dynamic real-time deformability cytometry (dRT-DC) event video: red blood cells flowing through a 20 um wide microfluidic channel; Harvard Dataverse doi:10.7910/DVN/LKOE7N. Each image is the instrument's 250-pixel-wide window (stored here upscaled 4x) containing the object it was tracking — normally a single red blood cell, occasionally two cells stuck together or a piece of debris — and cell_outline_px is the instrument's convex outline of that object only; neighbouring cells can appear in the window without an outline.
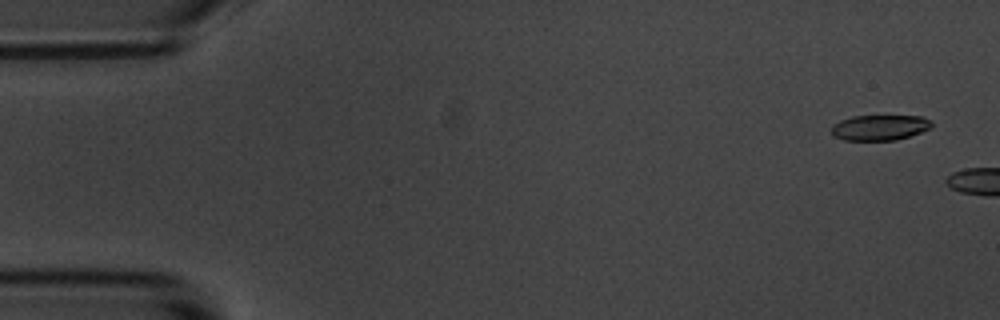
{"species": "common noctule bat (a hibernating species)", "species_latin": "Nyctalus noctula", "temperature_condition": "room temperature", "stored_images_in_passage": 12, "camera_frame_rate_fps": 3000, "um_per_image_px": 0.085, "animal": {"sex": "male", "body_mass_g": 20.1, "forearm_length_mm": 53.5}, "frame": {"image": 1, "passage_image": 1, "time_ms": 0.0, "image_size_px": [1000, 320], "cell_outline_px": [[932, 124], [928, 128], [920, 132], [896, 140], [844, 140], [832, 136], [832, 124], [840, 120], [852, 116], [924, 116]], "centroid_in_image_um": [74.71, 10.84], "position_along_channel_um": 10.3, "area_um2": 14.74}}
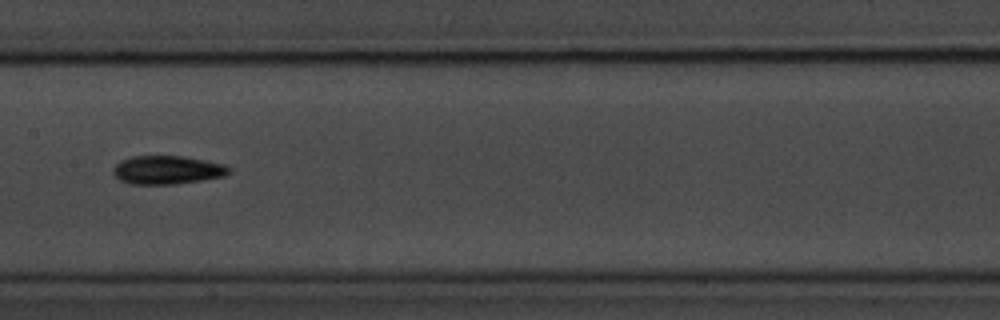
{"frame": {"image": 2, "passage_image": 9, "time_ms": 10.333, "image_size_px": [1000, 320], "cell_outline_px": [[232, 168], [224, 176], [200, 180], [172, 184], [128, 184], [120, 180], [112, 172], [112, 168], [120, 160], [132, 156], [184, 156], [224, 164]], "centroid_in_image_um": [14.17, 14.44], "position_along_channel_um": 193.2, "area_um2": 19.19}}
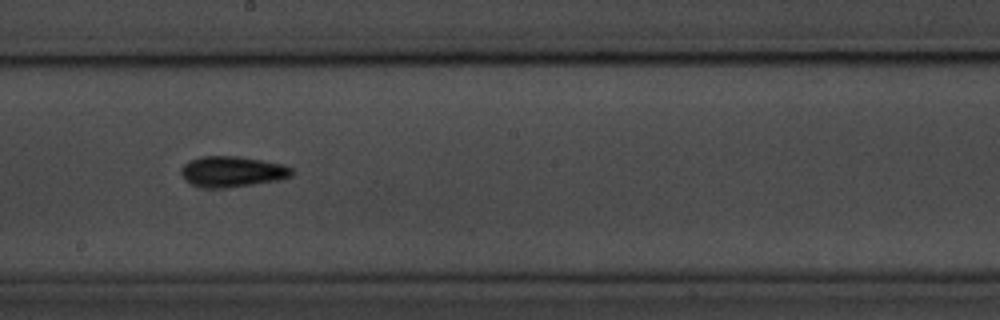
{"frame": {"image": 3, "passage_image": 10, "time_ms": 11.333, "image_size_px": [1000, 320], "cell_outline_px": [[292, 176], [280, 180], [224, 188], [208, 188], [192, 184], [184, 180], [180, 176], [180, 168], [188, 160], [204, 156], [236, 156], [284, 164], [292, 168]], "centroid_in_image_um": [19.7, 14.58], "position_along_channel_um": 228.5, "area_um2": 19.88}}